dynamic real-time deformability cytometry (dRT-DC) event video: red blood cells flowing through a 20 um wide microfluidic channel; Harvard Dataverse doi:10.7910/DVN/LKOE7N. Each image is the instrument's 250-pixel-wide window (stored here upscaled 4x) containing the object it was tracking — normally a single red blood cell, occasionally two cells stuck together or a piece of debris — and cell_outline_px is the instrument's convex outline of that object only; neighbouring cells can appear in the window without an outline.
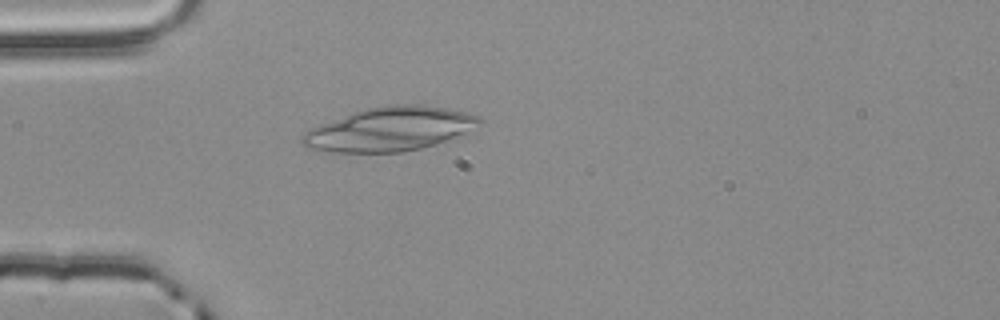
{"species": "common noctule bat (a hibernating species)", "species_latin": "Nyctalus noctula", "temperature_condition": "room temperature", "stored_images_in_passage": 34, "camera_frame_rate_fps": 3000, "um_per_image_px": 0.085, "animal": {"sex": "male", "body_mass_g": 20.4}, "frame": {"image": 1, "passage_image": 3, "time_ms": 0.667, "image_size_px": [1000, 320], "cell_outline_px": [[484, 124], [456, 140], [404, 152], [332, 152], [304, 148], [300, 140], [300, 136], [304, 132], [320, 124], [352, 112], [368, 108], [388, 104], [420, 104], [448, 108], [468, 112], [480, 116], [484, 120]], "centroid_in_image_um": [33.24, 10.98], "position_along_channel_um": 51.8, "area_um2": 46.47}}
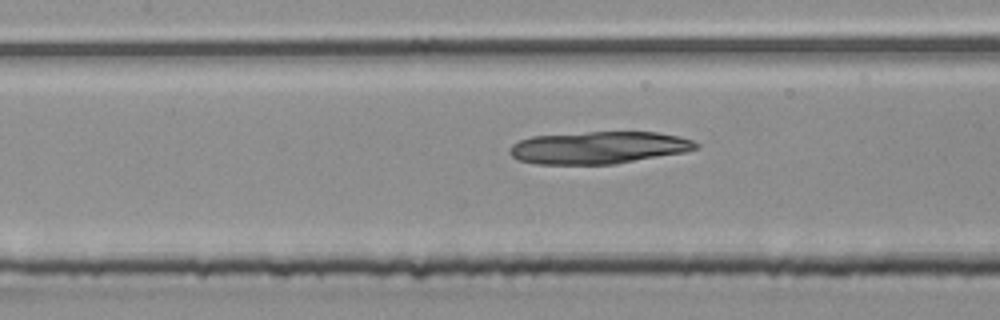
{"frame": {"image": 2, "passage_image": 12, "time_ms": 3.667, "image_size_px": [1000, 320], "cell_outline_px": [[700, 148], [684, 152], [616, 164], [536, 164], [516, 160], [508, 152], [508, 148], [512, 144], [520, 140], [532, 136], [588, 132], [660, 132], [692, 140], [700, 144]], "centroid_in_image_um": [50.86, 12.55], "position_along_channel_um": 156.5, "area_um2": 35.26}}
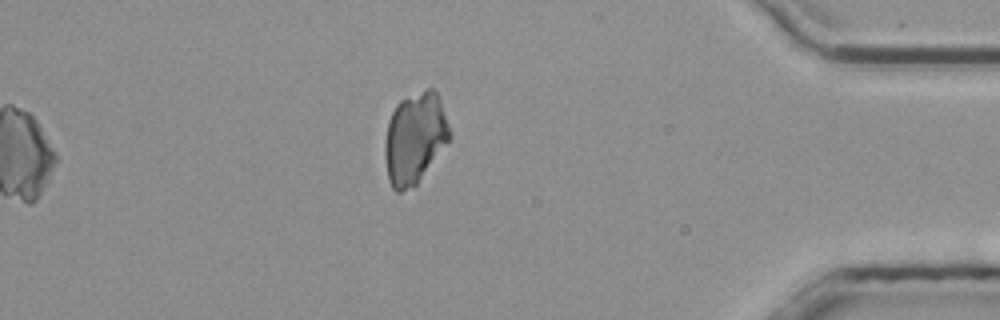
{"frame": {"image": 3, "passage_image": 34, "time_ms": 11.0, "image_size_px": [1000, 320], "cell_outline_px": [[452, 136], [416, 184], [400, 192], [396, 192], [392, 188], [388, 180], [384, 156], [384, 140], [388, 120], [396, 104], [400, 100], [428, 88], [432, 88], [436, 92], [440, 100], [452, 132]], "centroid_in_image_um": [35.24, 11.73], "position_along_channel_um": 400.0, "area_um2": 34.39}}